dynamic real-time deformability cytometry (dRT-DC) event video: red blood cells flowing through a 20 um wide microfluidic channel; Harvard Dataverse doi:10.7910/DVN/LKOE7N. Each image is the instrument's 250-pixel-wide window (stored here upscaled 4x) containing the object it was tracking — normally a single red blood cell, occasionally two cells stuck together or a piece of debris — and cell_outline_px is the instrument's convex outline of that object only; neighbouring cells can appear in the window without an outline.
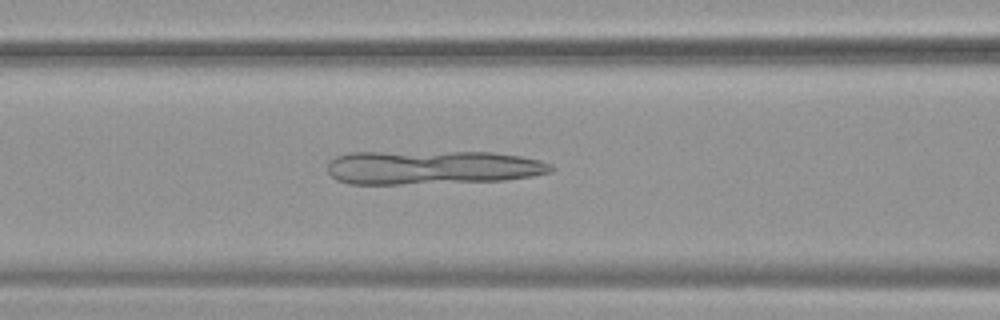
{"species": "common noctule bat (a hibernating species)", "species_latin": "Nyctalus noctula", "temperature_condition": "warm", "stored_images_in_passage": 52, "camera_frame_rate_fps": 3000, "um_per_image_px": 0.085, "animal": {"sex": "female", "body_mass_g": 19.9}, "frame": {"image": 1, "passage_image": 22, "time_ms": 7.0, "image_size_px": [1000, 320], "cell_outline_px": [[556, 168], [552, 172], [532, 176], [504, 180], [400, 184], [348, 184], [336, 180], [328, 172], [328, 160], [336, 156], [348, 152], [492, 152], [520, 156], [540, 160], [552, 164]], "centroid_in_image_um": [36.72, 14.23], "position_along_channel_um": 129.9, "area_um2": 44.45}}
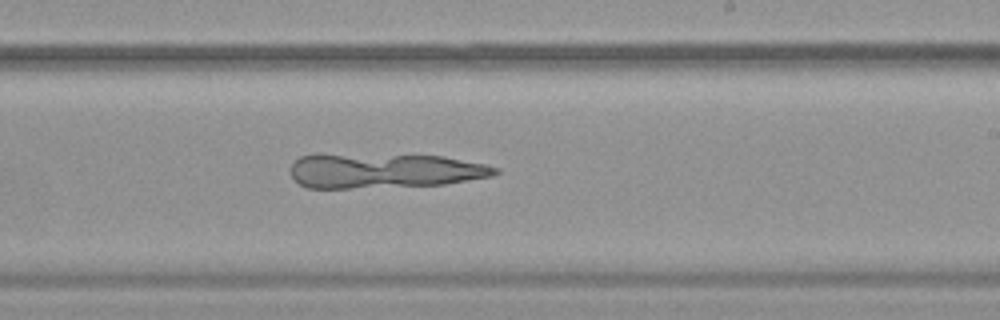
{"frame": {"image": 2, "passage_image": 32, "time_ms": 10.333, "image_size_px": [1000, 320], "cell_outline_px": [[500, 172], [492, 176], [444, 184], [348, 188], [308, 188], [292, 180], [292, 164], [300, 156], [320, 152], [444, 156], [484, 164], [500, 168]], "centroid_in_image_um": [32.59, 14.48], "position_along_channel_um": 256.4, "area_um2": 42.19}}
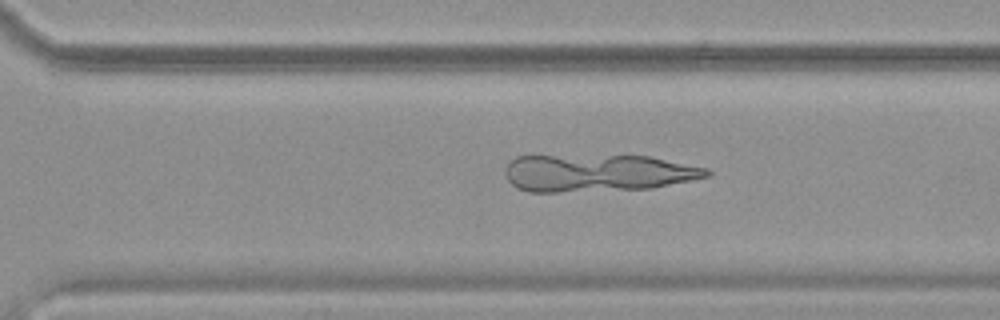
{"frame": {"image": 3, "passage_image": 37, "time_ms": 12.0, "image_size_px": [1000, 320], "cell_outline_px": [[712, 172], [708, 176], [692, 180], [652, 188], [556, 192], [528, 192], [516, 188], [508, 180], [504, 172], [504, 168], [516, 156], [648, 156], [708, 168]], "centroid_in_image_um": [50.77, 14.71], "position_along_channel_um": 319.8, "area_um2": 43.64}}